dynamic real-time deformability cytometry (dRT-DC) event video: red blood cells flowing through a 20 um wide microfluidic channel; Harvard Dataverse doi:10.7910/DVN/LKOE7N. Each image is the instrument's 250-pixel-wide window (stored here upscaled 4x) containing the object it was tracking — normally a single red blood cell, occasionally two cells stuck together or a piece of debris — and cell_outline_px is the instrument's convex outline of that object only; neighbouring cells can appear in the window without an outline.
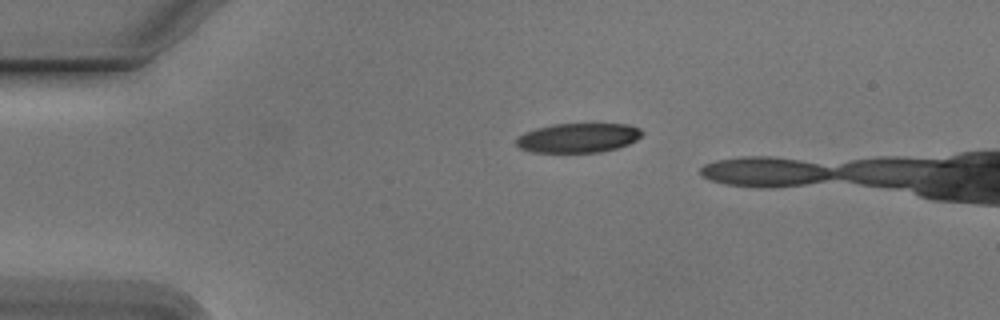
{"species": "Egyptian fruit bat (a non-hibernating species)", "species_latin": "Rousettus aegyptiacus", "temperature_condition": "cold", "stored_images_in_passage": 5, "camera_frame_rate_fps": 3000, "um_per_image_px": 0.085, "animal": {"sex": "male"}, "frame": {"image": 1, "passage_image": 1, "time_ms": 0.0, "image_size_px": [1000, 320], "cell_outline_px": [[644, 132], [636, 140], [628, 144], [616, 148], [600, 152], [532, 152], [520, 148], [516, 144], [516, 140], [524, 132], [536, 128], [552, 124], [628, 124], [640, 128]], "centroid_in_image_um": [49.15, 11.71], "position_along_channel_um": 35.9, "area_um2": 21.5}}